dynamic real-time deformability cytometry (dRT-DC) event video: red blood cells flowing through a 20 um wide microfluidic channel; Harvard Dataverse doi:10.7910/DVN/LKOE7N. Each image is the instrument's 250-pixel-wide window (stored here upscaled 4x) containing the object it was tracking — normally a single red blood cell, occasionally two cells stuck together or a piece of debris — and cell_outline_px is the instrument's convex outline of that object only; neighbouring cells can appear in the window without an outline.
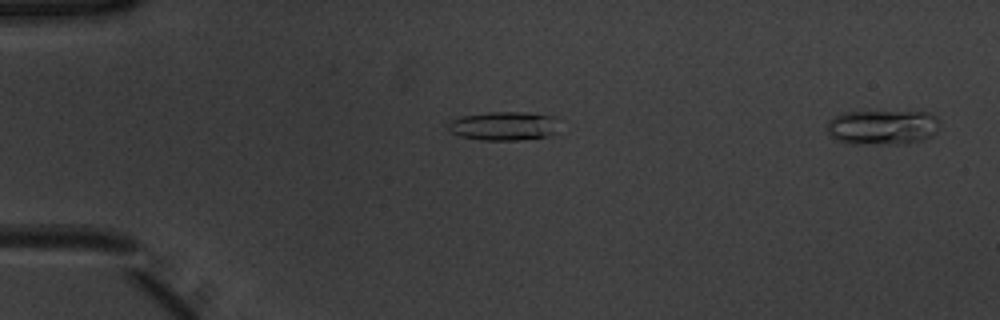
{"species": "common noctule bat (a hibernating species)", "species_latin": "Nyctalus noctula", "temperature_condition": "warm", "stored_images_in_passage": 51, "camera_frame_rate_fps": 3000, "um_per_image_px": 0.085, "animal": {"sex": "male", "body_mass_g": 20.1, "forearm_length_mm": 53.5}, "frame": {"image": 1, "passage_image": 1, "time_ms": 0.0, "image_size_px": [1000, 320], "cell_outline_px": [[940, 124], [936, 132], [932, 136], [920, 140], [896, 144], [852, 144], [836, 140], [828, 132], [828, 120], [844, 112], [928, 112], [936, 116], [940, 120]], "centroid_in_image_um": [75.03, 10.82], "position_along_channel_um": 10.0, "area_um2": 22.83}}
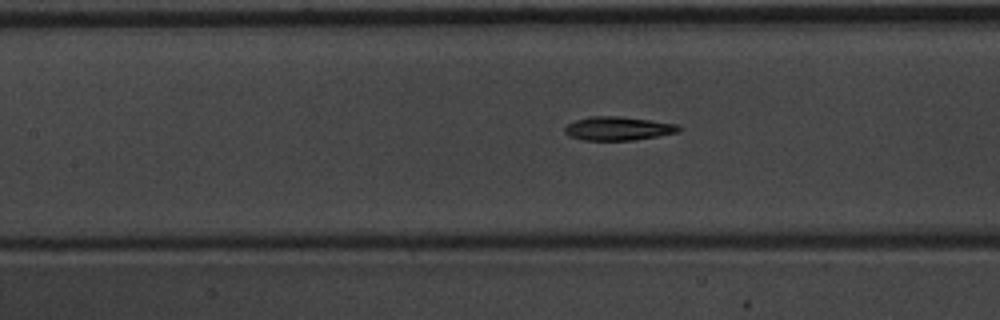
{"frame": {"image": 2, "passage_image": 23, "time_ms": 7.333, "image_size_px": [1000, 320], "cell_outline_px": [[684, 128], [680, 132], [632, 140], [584, 140], [568, 136], [564, 132], [564, 128], [568, 124], [576, 120], [592, 116], [620, 116], [676, 124]], "centroid_in_image_um": [52.54, 10.92], "position_along_channel_um": 154.9, "area_um2": 15.66}}
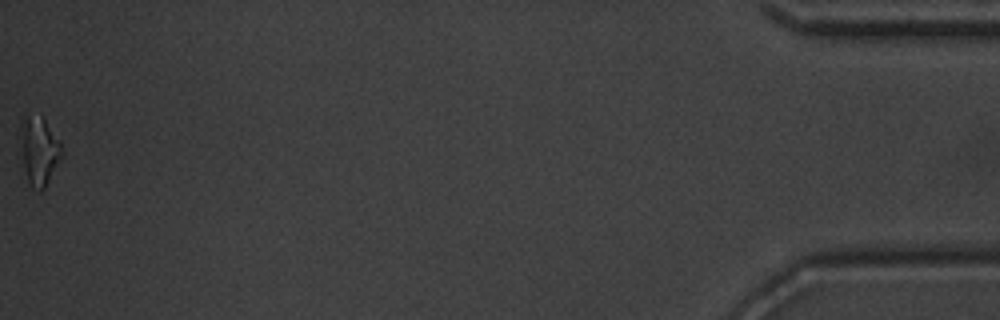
{"frame": {"image": 3, "passage_image": 51, "time_ms": 16.667, "image_size_px": [1000, 320], "cell_outline_px": [[64, 152], [44, 188], [40, 192], [32, 188], [28, 180], [24, 164], [20, 128], [20, 124], [28, 116], [40, 112], [60, 140]], "centroid_in_image_um": [3.37, 12.76], "position_along_channel_um": 431.8, "area_um2": 16.3}, "authors_computed_cell_mechanics": {"area_um2": 15.7794, "velocity_mm_per_s": 3.9524, "shape_relaxation_time_tau1_ms": 8.1847, "shape_relaxation_time_tau2_ms": 7.8442, "deformation_change_tau1": 0.2363, "deformation_change_tau2": 0.1829}}